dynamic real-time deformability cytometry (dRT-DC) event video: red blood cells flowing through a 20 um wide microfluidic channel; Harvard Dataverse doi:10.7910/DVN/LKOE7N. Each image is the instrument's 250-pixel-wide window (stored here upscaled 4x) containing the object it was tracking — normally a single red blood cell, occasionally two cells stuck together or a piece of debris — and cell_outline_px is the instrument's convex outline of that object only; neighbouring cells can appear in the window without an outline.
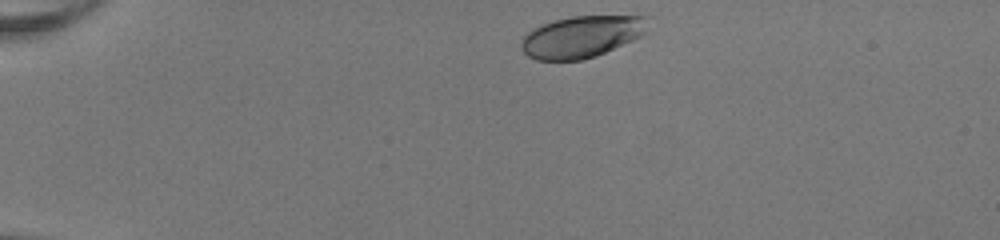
{"species": "human", "species_latin": "Homo sapiens", "temperature_condition": "room temperature", "stored_images_in_passage": 41, "camera_frame_rate_fps": 3000, "um_per_image_px": 0.085, "donor": {"sex": "female"}, "frame": {"image": 1, "passage_image": 1, "time_ms": 0.0, "image_size_px": [1000, 240], "cell_outline_px": [[648, 32], [632, 40], [596, 56], [580, 60], [536, 60], [528, 56], [520, 48], [520, 44], [524, 36], [532, 28], [540, 24], [552, 20], [572, 16], [648, 16]], "centroid_in_image_um": [49.42, 3.11], "position_along_channel_um": 35.6, "area_um2": 30.98}}
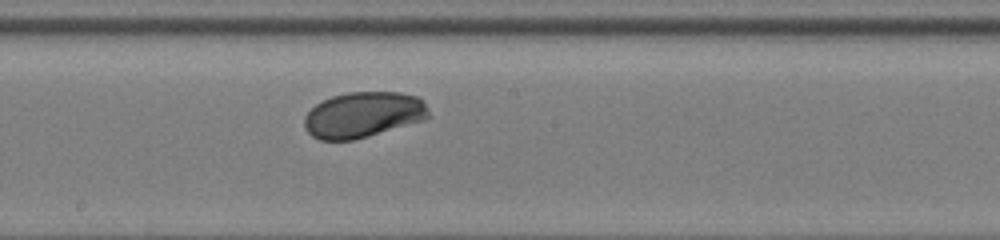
{"frame": {"image": 2, "passage_image": 20, "time_ms": 6.333, "image_size_px": [1000, 240], "cell_outline_px": [[432, 116], [428, 120], [368, 136], [352, 140], [320, 140], [312, 136], [304, 128], [304, 116], [316, 104], [332, 96], [348, 92], [400, 92], [416, 96], [428, 108]], "centroid_in_image_um": [30.9, 9.76], "position_along_channel_um": 217.3, "area_um2": 33.35}}
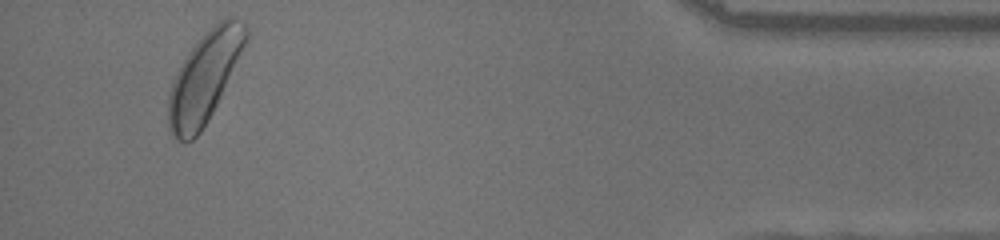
{"frame": {"image": 3, "passage_image": 39, "time_ms": 12.667, "image_size_px": [1000, 240], "cell_outline_px": [[248, 40], [212, 112], [200, 132], [192, 140], [184, 144], [176, 140], [172, 136], [168, 128], [168, 96], [176, 72], [188, 52], [204, 32], [224, 16], [232, 16], [244, 20], [248, 28]], "centroid_in_image_um": [17.38, 6.54], "position_along_channel_um": 417.8, "area_um2": 40.69}, "authors_computed_cell_mechanics": {"area_um2": 32.946, "velocity_mm_per_s": 4.0057, "shape_relaxation_time_tau1_ms": 2.6399, "shape_relaxation_time_tau2_ms": null, "deformation_change_tau1": 0.1156, "deformation_change_tau2": null}}